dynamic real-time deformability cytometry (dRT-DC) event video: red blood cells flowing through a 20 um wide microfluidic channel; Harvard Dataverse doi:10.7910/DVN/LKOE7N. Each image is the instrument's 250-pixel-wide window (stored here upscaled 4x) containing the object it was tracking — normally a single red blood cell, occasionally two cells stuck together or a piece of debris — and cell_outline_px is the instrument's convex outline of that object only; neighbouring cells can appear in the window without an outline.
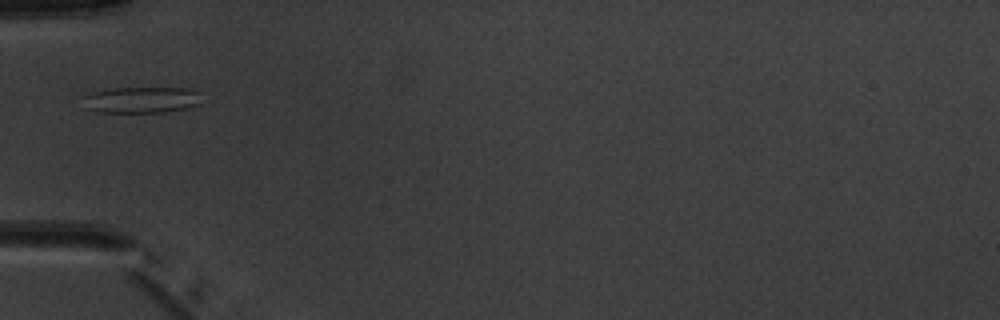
{"species": "common noctule bat (a hibernating species)", "species_latin": "Nyctalus noctula", "temperature_condition": "warm", "stored_images_in_passage": 4, "camera_frame_rate_fps": 3000, "um_per_image_px": 0.085, "animal": {"sex": "male", "body_mass_g": 20.1, "forearm_length_mm": 53.5}, "frame": {"image": 1, "passage_image": 4, "time_ms": 3.667, "image_size_px": [1000, 320], "cell_outline_px": [[200, 104], [184, 108], [164, 112], [100, 112], [84, 108], [80, 96], [92, 92], [112, 88], [188, 88], [200, 92]], "centroid_in_image_um": [11.95, 8.48], "position_along_channel_um": 73.0, "area_um2": 18.32}}